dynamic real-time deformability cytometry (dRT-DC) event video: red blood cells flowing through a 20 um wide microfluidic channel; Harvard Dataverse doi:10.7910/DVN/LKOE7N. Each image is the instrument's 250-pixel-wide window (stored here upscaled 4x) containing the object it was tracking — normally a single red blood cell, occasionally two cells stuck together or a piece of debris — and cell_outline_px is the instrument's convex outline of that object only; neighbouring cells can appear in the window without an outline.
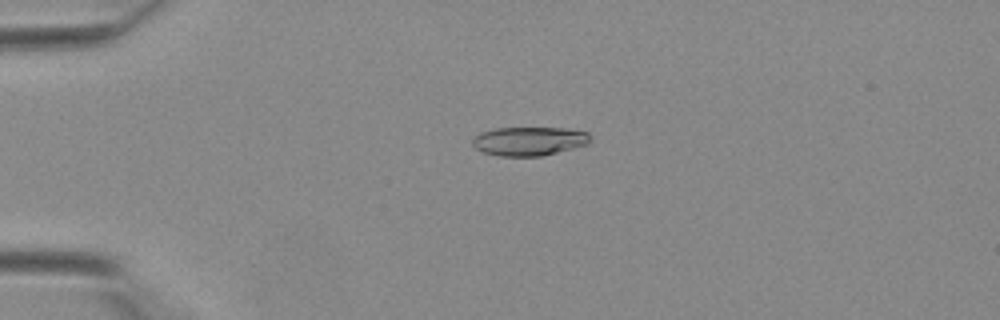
{"species": "Egyptian fruit bat (a non-hibernating species)", "species_latin": "Rousettus aegyptiacus", "temperature_condition": "warm", "stored_images_in_passage": 42, "camera_frame_rate_fps": 3000, "um_per_image_px": 0.085, "animal": {"sex": "female"}, "frame": {"image": 1, "passage_image": 11, "time_ms": 3.333, "image_size_px": [1000, 320], "cell_outline_px": [[592, 140], [588, 144], [540, 156], [500, 156], [484, 152], [476, 148], [472, 144], [472, 140], [480, 132], [496, 128], [564, 128], [588, 132], [592, 136]], "centroid_in_image_um": [45.0, 11.99], "position_along_channel_um": 40.0, "area_um2": 19.71}}
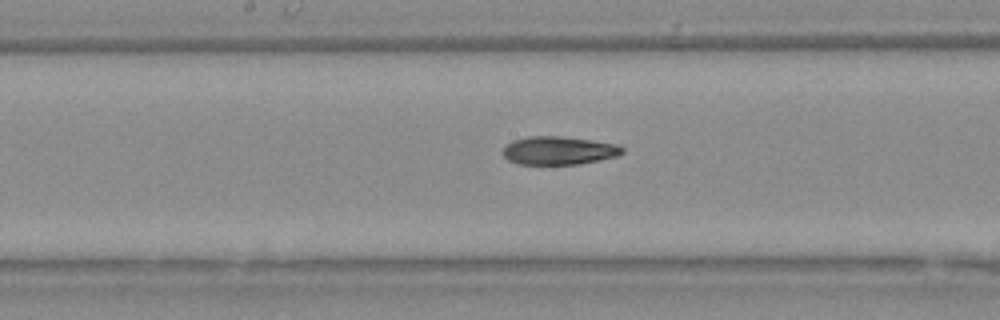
{"frame": {"image": 2, "passage_image": 23, "time_ms": 7.333, "image_size_px": [1000, 320], "cell_outline_px": [[624, 152], [620, 156], [580, 164], [516, 164], [508, 160], [504, 156], [504, 148], [512, 140], [528, 136], [560, 136], [592, 140], [616, 144], [624, 148]], "centroid_in_image_um": [47.53, 12.8], "position_along_channel_um": 200.7, "area_um2": 19.77}}
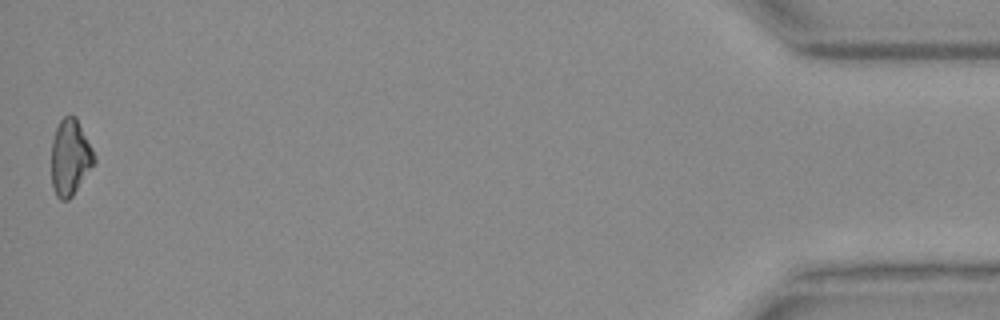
{"frame": {"image": 3, "passage_image": 42, "time_ms": 13.667, "image_size_px": [1000, 320], "cell_outline_px": [[96, 160], [72, 196], [68, 200], [60, 200], [56, 196], [52, 184], [52, 140], [56, 128], [60, 120], [64, 116], [76, 116], [92, 148]], "centroid_in_image_um": [5.95, 13.37], "position_along_channel_um": 429.2, "area_um2": 18.73}}